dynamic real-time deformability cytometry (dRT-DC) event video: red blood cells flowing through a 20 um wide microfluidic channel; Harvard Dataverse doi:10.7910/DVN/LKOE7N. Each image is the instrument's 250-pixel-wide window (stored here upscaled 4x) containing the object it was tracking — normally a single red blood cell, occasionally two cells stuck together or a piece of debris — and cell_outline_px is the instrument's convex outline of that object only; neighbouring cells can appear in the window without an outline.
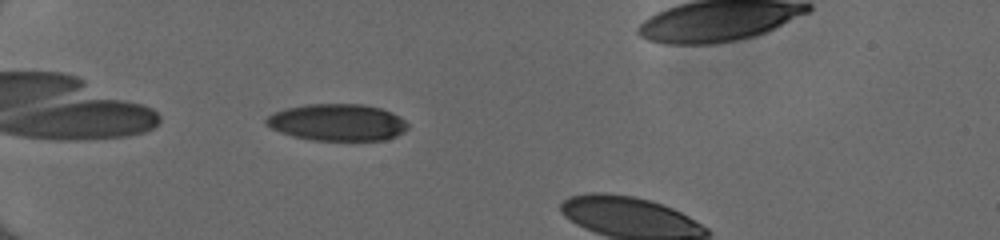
{"species": "human", "species_latin": "Homo sapiens", "temperature_condition": "cold", "stored_images_in_passage": 36, "camera_frame_rate_fps": 3000, "um_per_image_px": 0.085, "donor": {"sex": "female"}, "frame": {"image": 1, "passage_image": 3, "time_ms": 0.667, "image_size_px": [1000, 240], "cell_outline_px": [[408, 128], [404, 132], [396, 136], [384, 140], [312, 140], [292, 136], [280, 132], [264, 124], [264, 120], [268, 116], [284, 108], [304, 104], [364, 104], [380, 108], [392, 112], [400, 116], [408, 124]], "centroid_in_image_um": [28.67, 10.4], "position_along_channel_um": 56.3, "area_um2": 30.58}}
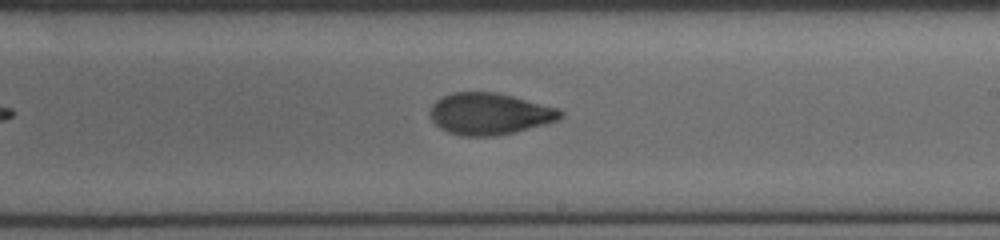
{"frame": {"image": 2, "passage_image": 19, "time_ms": 6.0, "image_size_px": [1000, 240], "cell_outline_px": [[564, 116], [556, 120], [544, 124], [496, 136], [460, 136], [448, 132], [440, 128], [432, 120], [428, 112], [432, 104], [436, 100], [452, 92], [496, 92], [560, 108], [564, 112]], "centroid_in_image_um": [41.59, 9.67], "position_along_channel_um": 247.4, "area_um2": 31.67}}
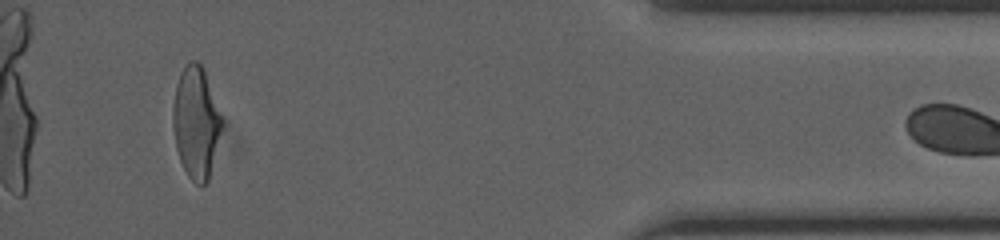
{"frame": {"image": 3, "passage_image": 35, "time_ms": 11.333, "image_size_px": [1000, 240], "cell_outline_px": [[220, 128], [208, 180], [204, 184], [196, 184], [188, 176], [180, 160], [176, 148], [172, 128], [172, 108], [176, 84], [180, 72], [188, 60], [196, 60], [204, 68], [220, 116]], "centroid_in_image_um": [16.59, 10.35], "position_along_channel_um": 418.6, "area_um2": 31.15}}